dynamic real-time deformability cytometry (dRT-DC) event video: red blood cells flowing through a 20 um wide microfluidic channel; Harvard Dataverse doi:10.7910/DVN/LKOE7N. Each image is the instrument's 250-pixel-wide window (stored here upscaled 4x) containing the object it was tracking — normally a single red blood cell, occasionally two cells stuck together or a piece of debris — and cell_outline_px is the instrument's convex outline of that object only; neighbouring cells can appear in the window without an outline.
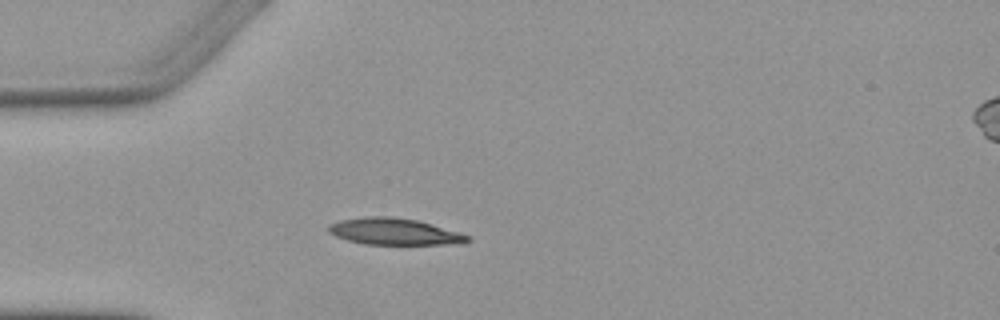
{"species": "Egyptian fruit bat (a non-hibernating species)", "species_latin": "Rousettus aegyptiacus", "temperature_condition": "warm", "stored_images_in_passage": 2, "segment_of_instrument_passage": [1, 2], "camera_frame_rate_fps": 3000, "um_per_image_px": 0.085, "animal": {"sex": "female"}, "frame": {"image": 1, "passage_image": 1, "time_ms": 0.0, "image_size_px": [1000, 320], "cell_outline_px": [[472, 240], [460, 244], [364, 244], [348, 240], [336, 236], [328, 232], [328, 224], [340, 220], [364, 216], [392, 216], [416, 220], [432, 224], [460, 232], [472, 236]], "centroid_in_image_um": [33.54, 19.68], "position_along_channel_um": 51.5, "area_um2": 21.73}}